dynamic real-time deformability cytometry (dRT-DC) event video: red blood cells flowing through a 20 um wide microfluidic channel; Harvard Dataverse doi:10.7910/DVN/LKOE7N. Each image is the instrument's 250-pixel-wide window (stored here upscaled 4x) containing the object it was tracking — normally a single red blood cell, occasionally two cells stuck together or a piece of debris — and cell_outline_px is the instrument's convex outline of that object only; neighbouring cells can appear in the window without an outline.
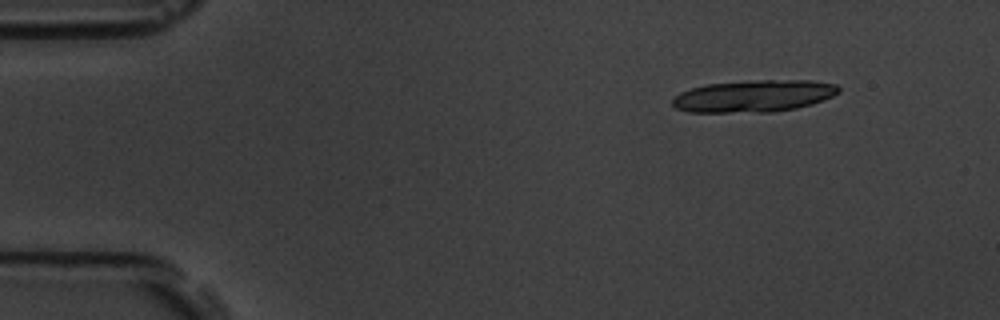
{"species": "common noctule bat (a hibernating species)", "species_latin": "Nyctalus noctula", "temperature_condition": "room temperature", "stored_images_in_passage": 6, "segment_of_instrument_passage": [2, 2], "camera_frame_rate_fps": 3000, "um_per_image_px": 0.085, "animal": {"sex": "male", "body_mass_g": 19.5, "forearm_length_mm": 54.6}, "frame": {"image": 1, "passage_image": 6, "time_ms": 6.0, "image_size_px": [1000, 320], "cell_outline_px": [[840, 92], [824, 100], [812, 104], [796, 108], [772, 112], [688, 112], [676, 108], [672, 104], [672, 96], [680, 92], [692, 88], [708, 84], [760, 80], [812, 80], [836, 84], [840, 88]], "centroid_in_image_um": [64.08, 8.16], "position_along_channel_um": 20.9, "area_um2": 31.1}}